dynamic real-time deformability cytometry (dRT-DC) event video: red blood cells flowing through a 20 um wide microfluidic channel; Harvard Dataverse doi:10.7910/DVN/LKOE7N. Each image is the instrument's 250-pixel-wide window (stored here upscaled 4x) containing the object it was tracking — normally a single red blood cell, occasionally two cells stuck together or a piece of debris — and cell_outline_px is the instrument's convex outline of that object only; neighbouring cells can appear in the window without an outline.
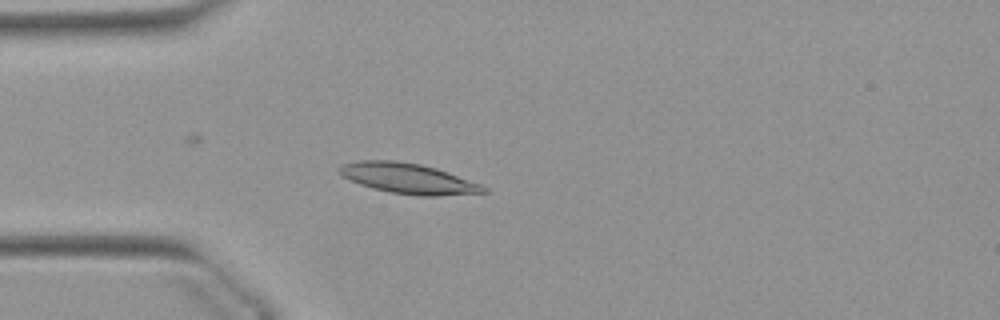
{"species": "Egyptian fruit bat (a non-hibernating species)", "species_latin": "Rousettus aegyptiacus", "temperature_condition": "warm", "stored_images_in_passage": 45, "camera_frame_rate_fps": 3000, "um_per_image_px": 0.085, "animal": {"sex": "female"}, "frame": {"image": 1, "passage_image": 13, "time_ms": 4.0, "image_size_px": [1000, 320], "cell_outline_px": [[488, 192], [440, 196], [416, 196], [388, 192], [372, 188], [360, 184], [344, 176], [336, 168], [340, 164], [360, 160], [396, 160], [420, 164], [436, 168], [480, 184], [488, 188]], "centroid_in_image_um": [34.68, 15.17], "position_along_channel_um": 50.3, "area_um2": 25.55}}
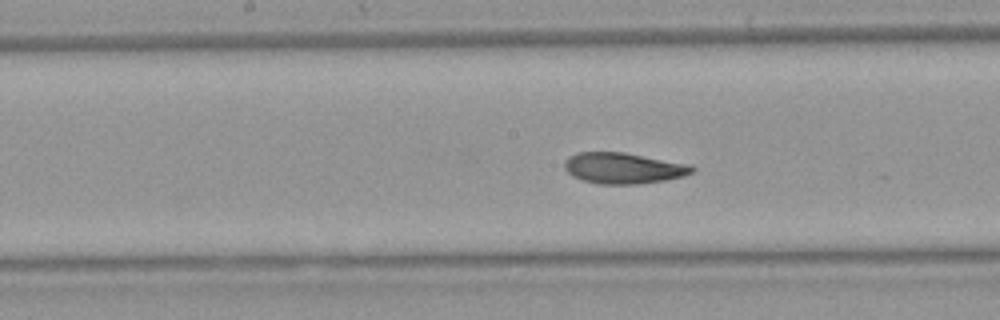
{"frame": {"image": 2, "passage_image": 25, "time_ms": 8.0, "image_size_px": [1000, 320], "cell_outline_px": [[696, 168], [692, 172], [684, 176], [664, 180], [640, 184], [600, 184], [580, 180], [572, 176], [564, 168], [564, 160], [568, 156], [576, 152], [624, 152], [692, 164]], "centroid_in_image_um": [52.98, 14.28], "position_along_channel_um": 195.2, "area_um2": 23.35}}
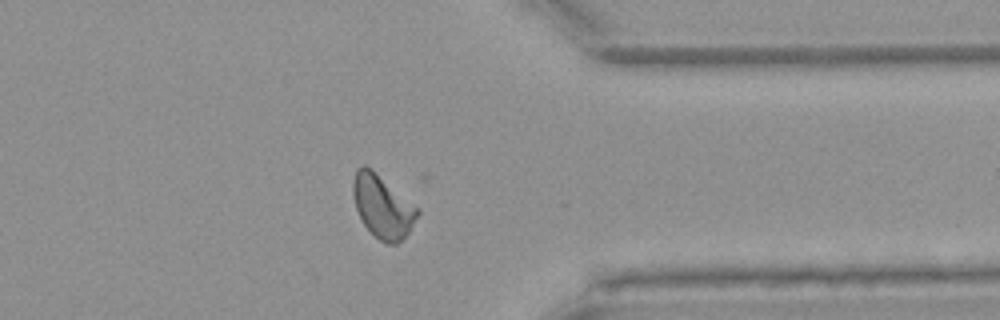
{"frame": {"image": 3, "passage_image": 40, "time_ms": 13.0, "image_size_px": [1000, 320], "cell_outline_px": [[420, 212], [408, 232], [396, 244], [388, 244], [380, 240], [364, 224], [356, 208], [352, 192], [352, 180], [356, 168], [364, 164], [372, 168], [420, 208]], "centroid_in_image_um": [32.51, 17.49], "position_along_channel_um": 378.9, "area_um2": 23.64}, "authors_computed_cell_mechanics": {"area_um2": 23.3512, "velocity_mm_per_s": 3.8731, "shape_relaxation_time_tau1_ms": 4.7623, "shape_relaxation_time_tau2_ms": 1.3234, "deformation_change_tau1": 0.1536, "deformation_change_tau2": 0.0638}}